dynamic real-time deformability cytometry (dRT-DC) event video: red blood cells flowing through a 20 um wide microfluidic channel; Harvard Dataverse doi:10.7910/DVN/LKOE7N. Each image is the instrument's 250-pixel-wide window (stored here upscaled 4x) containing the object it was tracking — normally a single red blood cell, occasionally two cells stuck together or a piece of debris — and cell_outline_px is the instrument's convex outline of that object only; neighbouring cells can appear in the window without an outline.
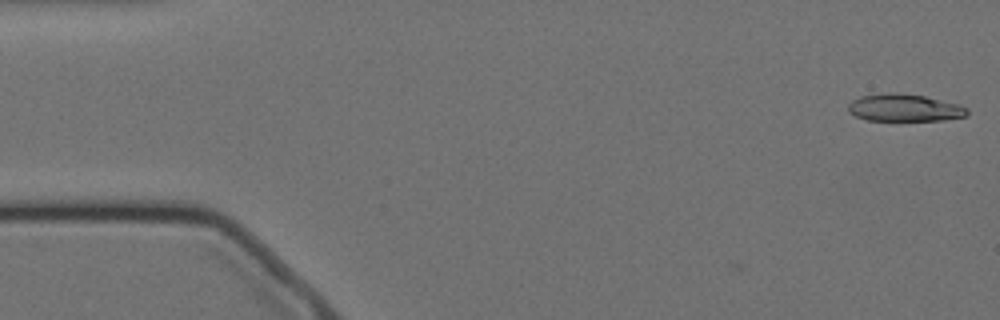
{"species": "Egyptian fruit bat (a non-hibernating species)", "species_latin": "Rousettus aegyptiacus", "temperature_condition": "cold", "stored_images_in_passage": 57, "camera_frame_rate_fps": 3000, "um_per_image_px": 0.085, "animal": {"sex": "female"}, "frame": {"image": 1, "passage_image": 1, "time_ms": 0.0, "image_size_px": [1000, 320], "cell_outline_px": [[968, 116], [944, 120], [868, 120], [856, 116], [848, 112], [848, 104], [852, 100], [860, 96], [888, 92], [896, 92], [924, 96], [960, 104], [968, 108]], "centroid_in_image_um": [76.89, 9.15], "position_along_channel_um": 8.1, "area_um2": 19.07}}
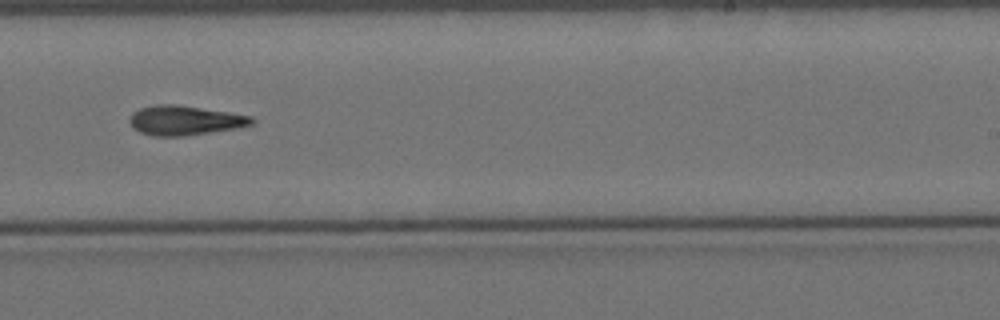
{"frame": {"image": 2, "passage_image": 34, "time_ms": 11.0, "image_size_px": [1000, 320], "cell_outline_px": [[256, 120], [252, 124], [240, 128], [180, 136], [152, 136], [140, 132], [132, 128], [128, 120], [132, 112], [140, 108], [156, 104], [176, 104], [228, 112], [252, 116]], "centroid_in_image_um": [15.69, 10.23], "position_along_channel_um": 273.3, "area_um2": 21.15}}
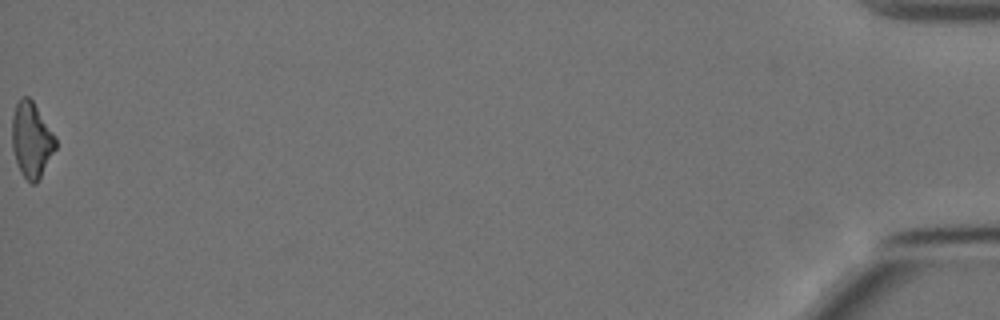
{"frame": {"image": 3, "passage_image": 57, "time_ms": 18.667, "image_size_px": [1000, 320], "cell_outline_px": [[56, 148], [36, 184], [32, 184], [20, 172], [12, 148], [12, 116], [16, 104], [20, 96], [28, 96], [32, 100], [56, 136]], "centroid_in_image_um": [2.67, 11.86], "position_along_channel_um": 432.5, "area_um2": 19.07}, "authors_computed_cell_mechanics": {"area_um2": 20.3456, "velocity_mm_per_s": 3.4993, "shape_relaxation_time_tau1_ms": 6.0491, "shape_relaxation_time_tau2_ms": null, "deformation_change_tau1": 0.1547, "deformation_change_tau2": null}}